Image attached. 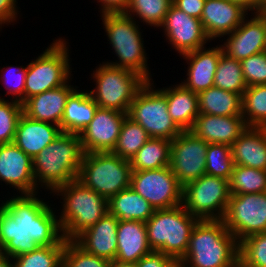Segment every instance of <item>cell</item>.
<instances>
[{
	"instance_id": "1",
	"label": "cell",
	"mask_w": 266,
	"mask_h": 267,
	"mask_svg": "<svg viewBox=\"0 0 266 267\" xmlns=\"http://www.w3.org/2000/svg\"><path fill=\"white\" fill-rule=\"evenodd\" d=\"M13 195L0 203L1 254L14 258L38 246L65 245L55 204L40 192Z\"/></svg>"
},
{
	"instance_id": "2",
	"label": "cell",
	"mask_w": 266,
	"mask_h": 267,
	"mask_svg": "<svg viewBox=\"0 0 266 267\" xmlns=\"http://www.w3.org/2000/svg\"><path fill=\"white\" fill-rule=\"evenodd\" d=\"M84 151L80 135L61 132L33 158L36 186L51 194L57 187L76 180Z\"/></svg>"
},
{
	"instance_id": "3",
	"label": "cell",
	"mask_w": 266,
	"mask_h": 267,
	"mask_svg": "<svg viewBox=\"0 0 266 267\" xmlns=\"http://www.w3.org/2000/svg\"><path fill=\"white\" fill-rule=\"evenodd\" d=\"M238 252L239 243L223 220H199L179 264L185 267H235Z\"/></svg>"
},
{
	"instance_id": "4",
	"label": "cell",
	"mask_w": 266,
	"mask_h": 267,
	"mask_svg": "<svg viewBox=\"0 0 266 267\" xmlns=\"http://www.w3.org/2000/svg\"><path fill=\"white\" fill-rule=\"evenodd\" d=\"M50 195L60 197L59 224L65 240H75L108 212V200L80 181L57 187ZM62 200V201H61Z\"/></svg>"
},
{
	"instance_id": "5",
	"label": "cell",
	"mask_w": 266,
	"mask_h": 267,
	"mask_svg": "<svg viewBox=\"0 0 266 267\" xmlns=\"http://www.w3.org/2000/svg\"><path fill=\"white\" fill-rule=\"evenodd\" d=\"M107 41L117 60L105 63L120 68L130 69L147 81L153 79L148 63L142 25L125 13H106L100 15ZM145 48V49H144Z\"/></svg>"
},
{
	"instance_id": "6",
	"label": "cell",
	"mask_w": 266,
	"mask_h": 267,
	"mask_svg": "<svg viewBox=\"0 0 266 267\" xmlns=\"http://www.w3.org/2000/svg\"><path fill=\"white\" fill-rule=\"evenodd\" d=\"M198 221L182 204L155 210L145 222L150 248L180 261L187 252L192 230Z\"/></svg>"
},
{
	"instance_id": "7",
	"label": "cell",
	"mask_w": 266,
	"mask_h": 267,
	"mask_svg": "<svg viewBox=\"0 0 266 267\" xmlns=\"http://www.w3.org/2000/svg\"><path fill=\"white\" fill-rule=\"evenodd\" d=\"M97 66L91 74L96 86L89 90L90 95L99 108L128 113L136 94L147 80L130 69L114 67L104 61Z\"/></svg>"
},
{
	"instance_id": "8",
	"label": "cell",
	"mask_w": 266,
	"mask_h": 267,
	"mask_svg": "<svg viewBox=\"0 0 266 267\" xmlns=\"http://www.w3.org/2000/svg\"><path fill=\"white\" fill-rule=\"evenodd\" d=\"M68 39H53L45 50L27 63L25 101L35 95L58 88L72 78Z\"/></svg>"
},
{
	"instance_id": "9",
	"label": "cell",
	"mask_w": 266,
	"mask_h": 267,
	"mask_svg": "<svg viewBox=\"0 0 266 267\" xmlns=\"http://www.w3.org/2000/svg\"><path fill=\"white\" fill-rule=\"evenodd\" d=\"M130 161L111 151L84 153L77 180L109 200L130 187Z\"/></svg>"
},
{
	"instance_id": "10",
	"label": "cell",
	"mask_w": 266,
	"mask_h": 267,
	"mask_svg": "<svg viewBox=\"0 0 266 267\" xmlns=\"http://www.w3.org/2000/svg\"><path fill=\"white\" fill-rule=\"evenodd\" d=\"M147 81L130 105L128 117L138 123L152 138L173 140L182 130L168 113L166 96Z\"/></svg>"
},
{
	"instance_id": "11",
	"label": "cell",
	"mask_w": 266,
	"mask_h": 267,
	"mask_svg": "<svg viewBox=\"0 0 266 267\" xmlns=\"http://www.w3.org/2000/svg\"><path fill=\"white\" fill-rule=\"evenodd\" d=\"M230 197L229 180L205 174L183 187L182 205L199 220H222Z\"/></svg>"
},
{
	"instance_id": "12",
	"label": "cell",
	"mask_w": 266,
	"mask_h": 267,
	"mask_svg": "<svg viewBox=\"0 0 266 267\" xmlns=\"http://www.w3.org/2000/svg\"><path fill=\"white\" fill-rule=\"evenodd\" d=\"M130 187L155 210L174 208L183 201V186L170 166L143 171L132 170Z\"/></svg>"
},
{
	"instance_id": "13",
	"label": "cell",
	"mask_w": 266,
	"mask_h": 267,
	"mask_svg": "<svg viewBox=\"0 0 266 267\" xmlns=\"http://www.w3.org/2000/svg\"><path fill=\"white\" fill-rule=\"evenodd\" d=\"M239 243L248 236L266 231V192L231 194L222 219Z\"/></svg>"
},
{
	"instance_id": "14",
	"label": "cell",
	"mask_w": 266,
	"mask_h": 267,
	"mask_svg": "<svg viewBox=\"0 0 266 267\" xmlns=\"http://www.w3.org/2000/svg\"><path fill=\"white\" fill-rule=\"evenodd\" d=\"M208 143L192 131H182L171 141L170 167L184 187L206 174V151Z\"/></svg>"
},
{
	"instance_id": "15",
	"label": "cell",
	"mask_w": 266,
	"mask_h": 267,
	"mask_svg": "<svg viewBox=\"0 0 266 267\" xmlns=\"http://www.w3.org/2000/svg\"><path fill=\"white\" fill-rule=\"evenodd\" d=\"M163 30L166 42L179 56L210 45L201 20L185 14L173 4L167 12L163 24L159 29Z\"/></svg>"
},
{
	"instance_id": "16",
	"label": "cell",
	"mask_w": 266,
	"mask_h": 267,
	"mask_svg": "<svg viewBox=\"0 0 266 267\" xmlns=\"http://www.w3.org/2000/svg\"><path fill=\"white\" fill-rule=\"evenodd\" d=\"M219 41L223 53L240 62L266 51V13H249L233 32Z\"/></svg>"
},
{
	"instance_id": "17",
	"label": "cell",
	"mask_w": 266,
	"mask_h": 267,
	"mask_svg": "<svg viewBox=\"0 0 266 267\" xmlns=\"http://www.w3.org/2000/svg\"><path fill=\"white\" fill-rule=\"evenodd\" d=\"M2 182L18 195L39 193L40 190L35 183L33 159L14 142L0 144V185Z\"/></svg>"
},
{
	"instance_id": "18",
	"label": "cell",
	"mask_w": 266,
	"mask_h": 267,
	"mask_svg": "<svg viewBox=\"0 0 266 267\" xmlns=\"http://www.w3.org/2000/svg\"><path fill=\"white\" fill-rule=\"evenodd\" d=\"M127 116V113L98 107L91 122L79 134L84 153L112 151Z\"/></svg>"
},
{
	"instance_id": "19",
	"label": "cell",
	"mask_w": 266,
	"mask_h": 267,
	"mask_svg": "<svg viewBox=\"0 0 266 267\" xmlns=\"http://www.w3.org/2000/svg\"><path fill=\"white\" fill-rule=\"evenodd\" d=\"M223 53L221 45L202 47L185 53L180 57L187 63L186 79L181 84L194 93H199L214 86V76L218 61Z\"/></svg>"
},
{
	"instance_id": "20",
	"label": "cell",
	"mask_w": 266,
	"mask_h": 267,
	"mask_svg": "<svg viewBox=\"0 0 266 267\" xmlns=\"http://www.w3.org/2000/svg\"><path fill=\"white\" fill-rule=\"evenodd\" d=\"M249 12L229 0H206L200 18L207 37L212 41L233 32Z\"/></svg>"
},
{
	"instance_id": "21",
	"label": "cell",
	"mask_w": 266,
	"mask_h": 267,
	"mask_svg": "<svg viewBox=\"0 0 266 267\" xmlns=\"http://www.w3.org/2000/svg\"><path fill=\"white\" fill-rule=\"evenodd\" d=\"M66 84L28 98L23 104V114L28 118L60 126L69 95L78 87Z\"/></svg>"
},
{
	"instance_id": "22",
	"label": "cell",
	"mask_w": 266,
	"mask_h": 267,
	"mask_svg": "<svg viewBox=\"0 0 266 267\" xmlns=\"http://www.w3.org/2000/svg\"><path fill=\"white\" fill-rule=\"evenodd\" d=\"M248 126L243 116H217L199 113L190 131L208 144L231 146Z\"/></svg>"
},
{
	"instance_id": "23",
	"label": "cell",
	"mask_w": 266,
	"mask_h": 267,
	"mask_svg": "<svg viewBox=\"0 0 266 267\" xmlns=\"http://www.w3.org/2000/svg\"><path fill=\"white\" fill-rule=\"evenodd\" d=\"M119 220L107 212L92 227L82 232L74 241L87 253L115 260L117 253V227Z\"/></svg>"
},
{
	"instance_id": "24",
	"label": "cell",
	"mask_w": 266,
	"mask_h": 267,
	"mask_svg": "<svg viewBox=\"0 0 266 267\" xmlns=\"http://www.w3.org/2000/svg\"><path fill=\"white\" fill-rule=\"evenodd\" d=\"M61 132L58 125L36 121L22 114L17 124L14 143L33 159Z\"/></svg>"
},
{
	"instance_id": "25",
	"label": "cell",
	"mask_w": 266,
	"mask_h": 267,
	"mask_svg": "<svg viewBox=\"0 0 266 267\" xmlns=\"http://www.w3.org/2000/svg\"><path fill=\"white\" fill-rule=\"evenodd\" d=\"M152 251L147 240L145 222L119 220L117 227L116 260L136 263Z\"/></svg>"
},
{
	"instance_id": "26",
	"label": "cell",
	"mask_w": 266,
	"mask_h": 267,
	"mask_svg": "<svg viewBox=\"0 0 266 267\" xmlns=\"http://www.w3.org/2000/svg\"><path fill=\"white\" fill-rule=\"evenodd\" d=\"M231 153L234 165L266 170V127H247Z\"/></svg>"
},
{
	"instance_id": "27",
	"label": "cell",
	"mask_w": 266,
	"mask_h": 267,
	"mask_svg": "<svg viewBox=\"0 0 266 267\" xmlns=\"http://www.w3.org/2000/svg\"><path fill=\"white\" fill-rule=\"evenodd\" d=\"M167 100L168 113L182 130H191L199 115L198 95L181 83L158 88Z\"/></svg>"
},
{
	"instance_id": "28",
	"label": "cell",
	"mask_w": 266,
	"mask_h": 267,
	"mask_svg": "<svg viewBox=\"0 0 266 267\" xmlns=\"http://www.w3.org/2000/svg\"><path fill=\"white\" fill-rule=\"evenodd\" d=\"M77 87L67 98L60 130L62 132L80 134L91 122L99 107L90 95L89 90Z\"/></svg>"
},
{
	"instance_id": "29",
	"label": "cell",
	"mask_w": 266,
	"mask_h": 267,
	"mask_svg": "<svg viewBox=\"0 0 266 267\" xmlns=\"http://www.w3.org/2000/svg\"><path fill=\"white\" fill-rule=\"evenodd\" d=\"M155 209L131 187L120 191L108 200V212L118 220L146 222Z\"/></svg>"
},
{
	"instance_id": "30",
	"label": "cell",
	"mask_w": 266,
	"mask_h": 267,
	"mask_svg": "<svg viewBox=\"0 0 266 267\" xmlns=\"http://www.w3.org/2000/svg\"><path fill=\"white\" fill-rule=\"evenodd\" d=\"M199 113L217 116H242V95L210 87L198 94Z\"/></svg>"
},
{
	"instance_id": "31",
	"label": "cell",
	"mask_w": 266,
	"mask_h": 267,
	"mask_svg": "<svg viewBox=\"0 0 266 267\" xmlns=\"http://www.w3.org/2000/svg\"><path fill=\"white\" fill-rule=\"evenodd\" d=\"M171 141L151 137L130 159L131 169L143 171L169 166Z\"/></svg>"
},
{
	"instance_id": "32",
	"label": "cell",
	"mask_w": 266,
	"mask_h": 267,
	"mask_svg": "<svg viewBox=\"0 0 266 267\" xmlns=\"http://www.w3.org/2000/svg\"><path fill=\"white\" fill-rule=\"evenodd\" d=\"M171 5L172 0H130L125 14L139 24L159 29Z\"/></svg>"
},
{
	"instance_id": "33",
	"label": "cell",
	"mask_w": 266,
	"mask_h": 267,
	"mask_svg": "<svg viewBox=\"0 0 266 267\" xmlns=\"http://www.w3.org/2000/svg\"><path fill=\"white\" fill-rule=\"evenodd\" d=\"M214 86L243 95L247 85L242 73L241 62L222 53L214 76Z\"/></svg>"
},
{
	"instance_id": "34",
	"label": "cell",
	"mask_w": 266,
	"mask_h": 267,
	"mask_svg": "<svg viewBox=\"0 0 266 267\" xmlns=\"http://www.w3.org/2000/svg\"><path fill=\"white\" fill-rule=\"evenodd\" d=\"M242 116L248 127H266V85L249 86L243 92Z\"/></svg>"
},
{
	"instance_id": "35",
	"label": "cell",
	"mask_w": 266,
	"mask_h": 267,
	"mask_svg": "<svg viewBox=\"0 0 266 267\" xmlns=\"http://www.w3.org/2000/svg\"><path fill=\"white\" fill-rule=\"evenodd\" d=\"M150 138L143 127L127 116L122 124L117 143L111 152L130 161Z\"/></svg>"
},
{
	"instance_id": "36",
	"label": "cell",
	"mask_w": 266,
	"mask_h": 267,
	"mask_svg": "<svg viewBox=\"0 0 266 267\" xmlns=\"http://www.w3.org/2000/svg\"><path fill=\"white\" fill-rule=\"evenodd\" d=\"M229 184L231 194L266 192V170L234 165Z\"/></svg>"
},
{
	"instance_id": "37",
	"label": "cell",
	"mask_w": 266,
	"mask_h": 267,
	"mask_svg": "<svg viewBox=\"0 0 266 267\" xmlns=\"http://www.w3.org/2000/svg\"><path fill=\"white\" fill-rule=\"evenodd\" d=\"M65 245L38 246L13 258L15 267H62Z\"/></svg>"
},
{
	"instance_id": "38",
	"label": "cell",
	"mask_w": 266,
	"mask_h": 267,
	"mask_svg": "<svg viewBox=\"0 0 266 267\" xmlns=\"http://www.w3.org/2000/svg\"><path fill=\"white\" fill-rule=\"evenodd\" d=\"M205 162L206 174L230 180L234 168L231 146L219 143L208 144Z\"/></svg>"
},
{
	"instance_id": "39",
	"label": "cell",
	"mask_w": 266,
	"mask_h": 267,
	"mask_svg": "<svg viewBox=\"0 0 266 267\" xmlns=\"http://www.w3.org/2000/svg\"><path fill=\"white\" fill-rule=\"evenodd\" d=\"M22 114L23 107L20 102L0 97V144L14 142L17 124Z\"/></svg>"
},
{
	"instance_id": "40",
	"label": "cell",
	"mask_w": 266,
	"mask_h": 267,
	"mask_svg": "<svg viewBox=\"0 0 266 267\" xmlns=\"http://www.w3.org/2000/svg\"><path fill=\"white\" fill-rule=\"evenodd\" d=\"M0 71L1 84L2 86L4 85V89H6V93L4 94L6 98L10 96L9 100H15L23 104L25 102L27 65H6V67L3 66L0 68Z\"/></svg>"
},
{
	"instance_id": "41",
	"label": "cell",
	"mask_w": 266,
	"mask_h": 267,
	"mask_svg": "<svg viewBox=\"0 0 266 267\" xmlns=\"http://www.w3.org/2000/svg\"><path fill=\"white\" fill-rule=\"evenodd\" d=\"M107 259L87 253L74 240H65L62 267H109Z\"/></svg>"
},
{
	"instance_id": "42",
	"label": "cell",
	"mask_w": 266,
	"mask_h": 267,
	"mask_svg": "<svg viewBox=\"0 0 266 267\" xmlns=\"http://www.w3.org/2000/svg\"><path fill=\"white\" fill-rule=\"evenodd\" d=\"M238 253L247 262L266 267V231L240 241Z\"/></svg>"
},
{
	"instance_id": "43",
	"label": "cell",
	"mask_w": 266,
	"mask_h": 267,
	"mask_svg": "<svg viewBox=\"0 0 266 267\" xmlns=\"http://www.w3.org/2000/svg\"><path fill=\"white\" fill-rule=\"evenodd\" d=\"M241 66L247 87L266 85V51L242 60Z\"/></svg>"
},
{
	"instance_id": "44",
	"label": "cell",
	"mask_w": 266,
	"mask_h": 267,
	"mask_svg": "<svg viewBox=\"0 0 266 267\" xmlns=\"http://www.w3.org/2000/svg\"><path fill=\"white\" fill-rule=\"evenodd\" d=\"M178 265V260L158 251H152L136 262V267H178Z\"/></svg>"
},
{
	"instance_id": "45",
	"label": "cell",
	"mask_w": 266,
	"mask_h": 267,
	"mask_svg": "<svg viewBox=\"0 0 266 267\" xmlns=\"http://www.w3.org/2000/svg\"><path fill=\"white\" fill-rule=\"evenodd\" d=\"M18 0H0V29L5 27V25H15L21 17L19 15L21 8L18 6ZM19 7V8H18ZM19 9V10H18ZM19 15V16H18ZM13 23V24H11ZM3 26V27H2Z\"/></svg>"
},
{
	"instance_id": "46",
	"label": "cell",
	"mask_w": 266,
	"mask_h": 267,
	"mask_svg": "<svg viewBox=\"0 0 266 267\" xmlns=\"http://www.w3.org/2000/svg\"><path fill=\"white\" fill-rule=\"evenodd\" d=\"M206 0H172V4L185 14L201 18Z\"/></svg>"
},
{
	"instance_id": "47",
	"label": "cell",
	"mask_w": 266,
	"mask_h": 267,
	"mask_svg": "<svg viewBox=\"0 0 266 267\" xmlns=\"http://www.w3.org/2000/svg\"><path fill=\"white\" fill-rule=\"evenodd\" d=\"M99 5L100 14L125 13L130 0H96ZM95 2V0H94Z\"/></svg>"
},
{
	"instance_id": "48",
	"label": "cell",
	"mask_w": 266,
	"mask_h": 267,
	"mask_svg": "<svg viewBox=\"0 0 266 267\" xmlns=\"http://www.w3.org/2000/svg\"><path fill=\"white\" fill-rule=\"evenodd\" d=\"M234 3L240 4L249 13H261V0H229Z\"/></svg>"
},
{
	"instance_id": "49",
	"label": "cell",
	"mask_w": 266,
	"mask_h": 267,
	"mask_svg": "<svg viewBox=\"0 0 266 267\" xmlns=\"http://www.w3.org/2000/svg\"><path fill=\"white\" fill-rule=\"evenodd\" d=\"M235 267H261L252 263L247 262L239 253L236 257Z\"/></svg>"
},
{
	"instance_id": "50",
	"label": "cell",
	"mask_w": 266,
	"mask_h": 267,
	"mask_svg": "<svg viewBox=\"0 0 266 267\" xmlns=\"http://www.w3.org/2000/svg\"><path fill=\"white\" fill-rule=\"evenodd\" d=\"M0 267H15L13 258L0 253Z\"/></svg>"
},
{
	"instance_id": "51",
	"label": "cell",
	"mask_w": 266,
	"mask_h": 267,
	"mask_svg": "<svg viewBox=\"0 0 266 267\" xmlns=\"http://www.w3.org/2000/svg\"><path fill=\"white\" fill-rule=\"evenodd\" d=\"M109 267H136L134 262H122L119 260L110 261Z\"/></svg>"
},
{
	"instance_id": "52",
	"label": "cell",
	"mask_w": 266,
	"mask_h": 267,
	"mask_svg": "<svg viewBox=\"0 0 266 267\" xmlns=\"http://www.w3.org/2000/svg\"><path fill=\"white\" fill-rule=\"evenodd\" d=\"M261 13H266V0H261Z\"/></svg>"
},
{
	"instance_id": "53",
	"label": "cell",
	"mask_w": 266,
	"mask_h": 267,
	"mask_svg": "<svg viewBox=\"0 0 266 267\" xmlns=\"http://www.w3.org/2000/svg\"><path fill=\"white\" fill-rule=\"evenodd\" d=\"M178 267H185L183 264H179Z\"/></svg>"
}]
</instances>
